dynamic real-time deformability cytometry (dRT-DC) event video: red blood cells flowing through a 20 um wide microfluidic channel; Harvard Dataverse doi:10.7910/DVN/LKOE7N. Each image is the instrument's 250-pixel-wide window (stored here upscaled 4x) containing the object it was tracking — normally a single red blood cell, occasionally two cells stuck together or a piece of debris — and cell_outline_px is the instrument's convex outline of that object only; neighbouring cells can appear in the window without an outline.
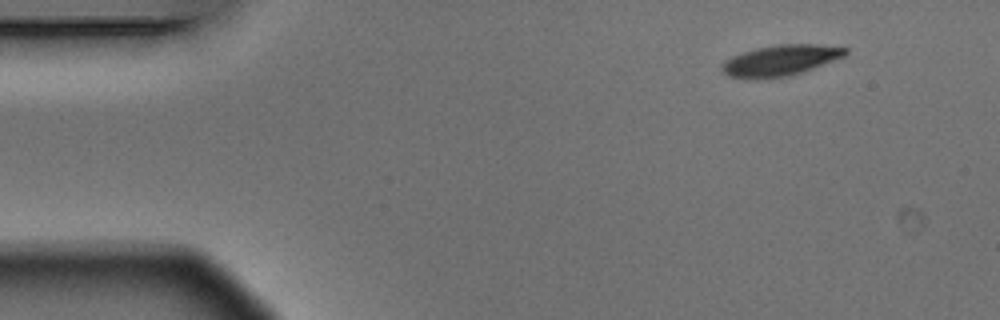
{"species": "Egyptian fruit bat (a non-hibernating species)", "species_latin": "Rousettus aegyptiacus", "temperature_condition": "warm", "stored_images_in_passage": 5, "camera_frame_rate_fps": 3000, "um_per_image_px": 0.085, "animal": {"sex": "male"}, "frame": {"image": 1, "passage_image": 1, "time_ms": 0.0, "image_size_px": [1000, 320], "cell_outline_px": [[848, 52], [844, 56], [812, 68], [788, 76], [728, 76], [720, 68], [720, 64], [732, 56], [756, 48], [780, 44], [820, 44], [848, 48]], "centroid_in_image_um": [66.38, 5.08], "position_along_channel_um": 18.6, "area_um2": 21.27}}
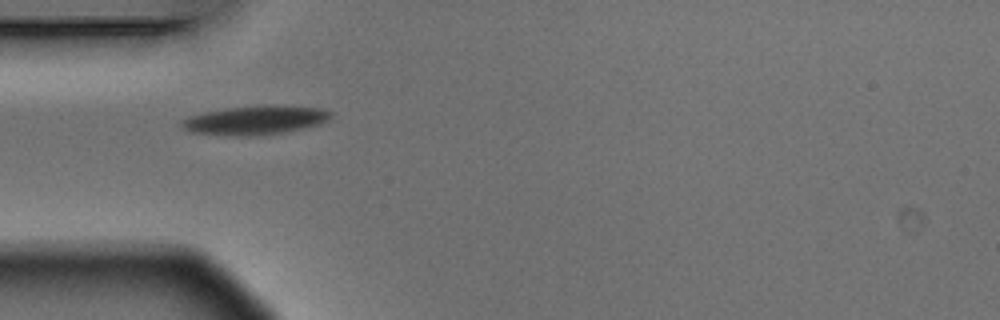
{"frame": {"image": 2, "passage_image": 4, "time_ms": 1.0, "image_size_px": [1000, 320], "cell_outline_px": [[332, 116], [320, 124], [284, 132], [260, 136], [224, 136], [192, 132], [180, 128], [180, 120], [188, 116], [204, 112], [224, 108], [324, 108], [332, 112]], "centroid_in_image_um": [21.56, 10.28], "position_along_channel_um": 63.4, "area_um2": 24.28}}
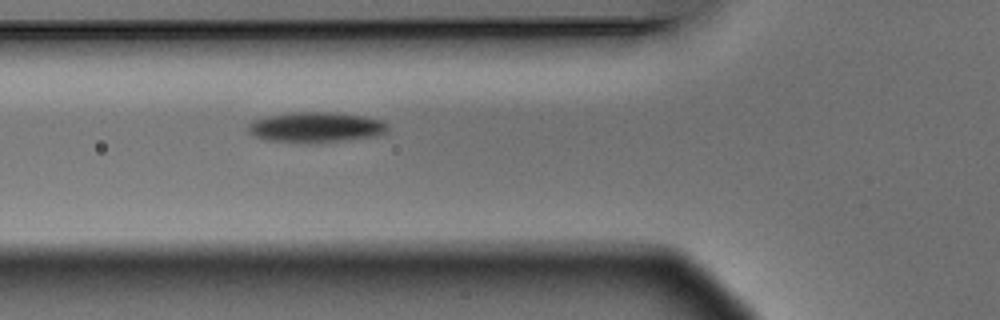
{"frame": {"image": 3, "passage_image": 5, "time_ms": 1.333, "image_size_px": [1000, 320], "cell_outline_px": [[388, 128], [380, 136], [340, 140], [268, 140], [256, 136], [248, 132], [248, 124], [252, 120], [268, 116], [300, 112], [328, 112], [364, 116], [384, 120], [388, 124]], "centroid_in_image_um": [26.91, 10.77], "position_along_channel_um": 98.9, "area_um2": 23.64}}